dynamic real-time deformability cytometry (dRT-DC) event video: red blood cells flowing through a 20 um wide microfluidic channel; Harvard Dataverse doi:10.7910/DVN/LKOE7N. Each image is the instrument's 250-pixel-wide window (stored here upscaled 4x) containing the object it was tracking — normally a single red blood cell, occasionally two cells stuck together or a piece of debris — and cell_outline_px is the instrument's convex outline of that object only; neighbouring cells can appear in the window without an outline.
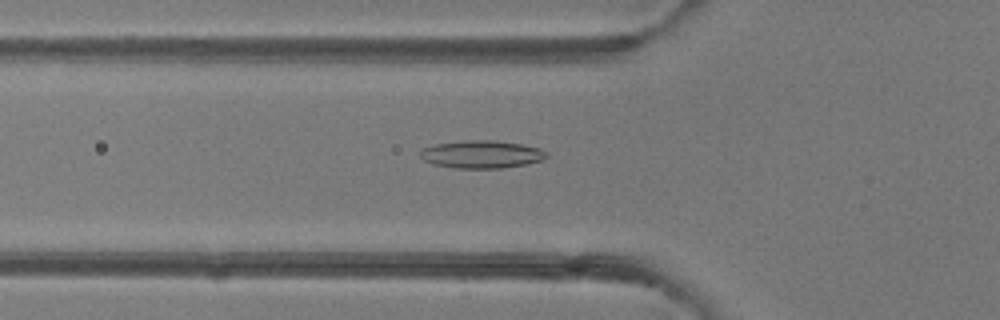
{"species": "common noctule bat (a hibernating species)", "species_latin": "Nyctalus noctula", "temperature_condition": "room temperature", "stored_images_in_passage": 35, "camera_frame_rate_fps": 3000, "um_per_image_px": 0.085, "animal": {"sex": "female"}, "frame": {"image": 1, "passage_image": 4, "time_ms": 1.0, "image_size_px": [1000, 320], "cell_outline_px": [[548, 156], [544, 160], [524, 164], [500, 168], [456, 168], [432, 164], [424, 160], [420, 156], [420, 152], [424, 148], [436, 144], [464, 140], [492, 140], [520, 144], [540, 148], [548, 152]], "centroid_in_image_um": [40.95, 13.11], "position_along_channel_um": 84.8, "area_um2": 20.35}}
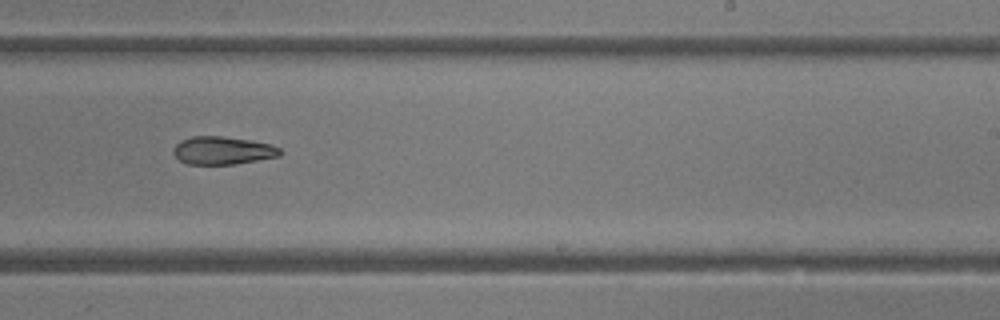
{"frame": {"image": 2, "passage_image": 17, "time_ms": 5.333, "image_size_px": [1000, 320], "cell_outline_px": [[280, 156], [232, 164], [188, 164], [180, 160], [172, 152], [172, 148], [180, 140], [192, 136], [224, 136], [252, 140], [272, 144], [280, 148]], "centroid_in_image_um": [18.91, 12.77], "position_along_channel_um": 270.1, "area_um2": 17.4}}
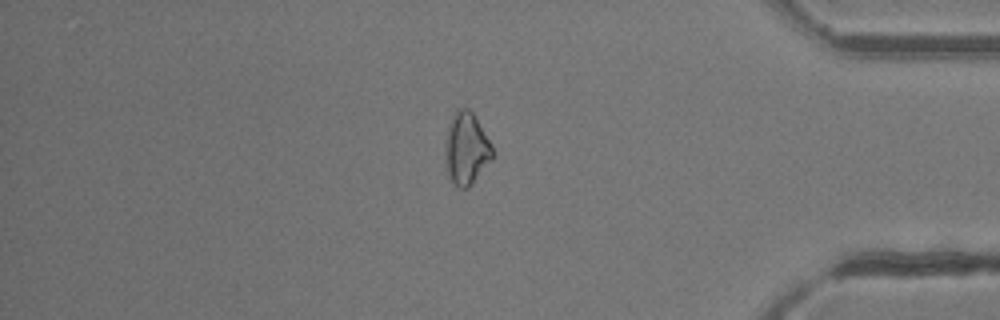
{"frame": {"image": 3, "passage_image": 28, "time_ms": 9.0, "image_size_px": [1000, 320], "cell_outline_px": [[492, 156], [472, 184], [468, 188], [460, 188], [452, 184], [448, 176], [444, 156], [444, 144], [448, 124], [456, 108], [468, 108], [472, 112], [492, 144]], "centroid_in_image_um": [39.58, 12.62], "position_along_channel_um": 395.6, "area_um2": 19.94}, "authors_computed_cell_mechanics": {"area_um2": 18.7272, "velocity_mm_per_s": 4.256, "shape_relaxation_time_tau1_ms": null, "shape_relaxation_time_tau2_ms": 8.0285, "deformation_change_tau1": null, "deformation_change_tau2": 0.2218}}